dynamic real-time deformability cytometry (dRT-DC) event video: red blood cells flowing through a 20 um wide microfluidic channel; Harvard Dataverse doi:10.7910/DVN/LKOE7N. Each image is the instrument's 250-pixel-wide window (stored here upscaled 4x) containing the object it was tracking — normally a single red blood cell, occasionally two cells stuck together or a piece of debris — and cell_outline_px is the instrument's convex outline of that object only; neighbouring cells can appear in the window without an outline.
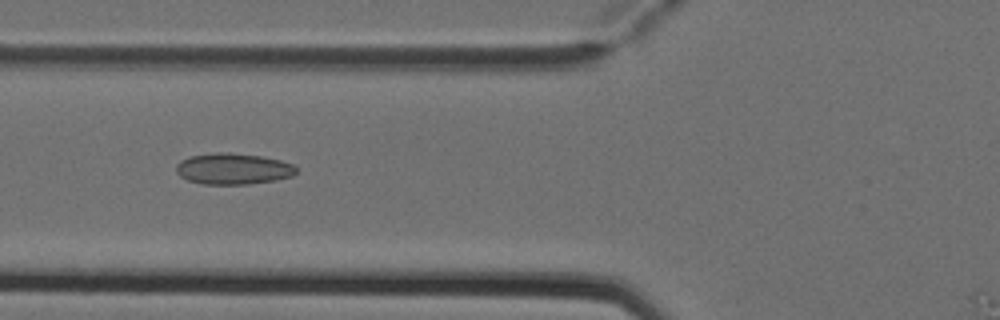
{"species": "Egyptian fruit bat (a non-hibernating species)", "species_latin": "Rousettus aegyptiacus", "temperature_condition": "cold", "stored_images_in_passage": 7, "camera_frame_rate_fps": 3000, "um_per_image_px": 0.085, "animal": {"sex": "female"}, "frame": {"image": 1, "passage_image": 6, "time_ms": 1.667, "image_size_px": [1000, 320], "cell_outline_px": [[296, 172], [292, 176], [276, 180], [248, 184], [204, 184], [188, 180], [180, 176], [176, 172], [176, 164], [180, 160], [188, 156], [216, 152], [228, 152], [260, 156], [280, 160], [292, 164], [296, 168]], "centroid_in_image_um": [19.78, 14.34], "position_along_channel_um": 106.0, "area_um2": 21.85}}
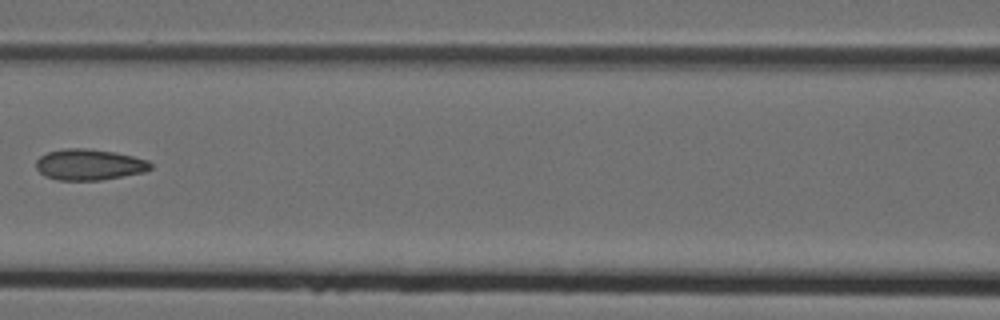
{"frame": {"image": 2, "passage_image": 7, "time_ms": 2.0, "image_size_px": [1000, 320], "cell_outline_px": [[152, 168], [144, 172], [100, 180], [56, 180], [44, 176], [36, 168], [36, 160], [40, 156], [48, 152], [64, 148], [84, 148], [116, 152], [148, 160], [152, 164]], "centroid_in_image_um": [7.57, 13.99], "position_along_channel_um": 159.0, "area_um2": 20.75}}